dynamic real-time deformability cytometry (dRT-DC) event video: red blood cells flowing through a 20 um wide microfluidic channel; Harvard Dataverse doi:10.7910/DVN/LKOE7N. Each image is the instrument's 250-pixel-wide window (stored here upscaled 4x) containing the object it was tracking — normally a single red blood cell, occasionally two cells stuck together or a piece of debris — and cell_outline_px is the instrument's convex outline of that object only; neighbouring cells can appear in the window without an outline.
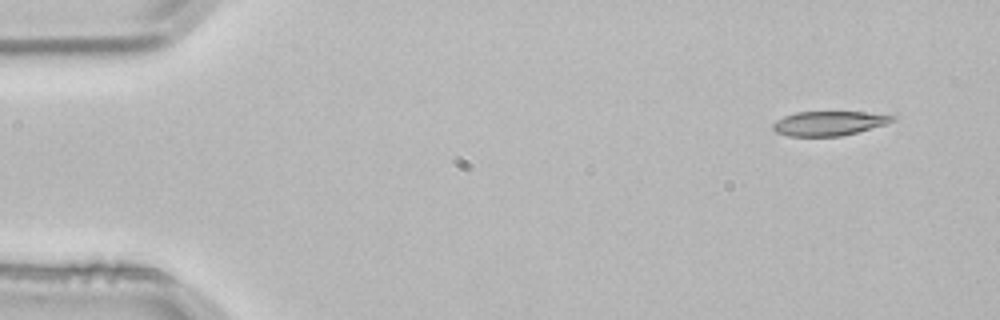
{"species": "common noctule bat (a hibernating species)", "species_latin": "Nyctalus noctula", "temperature_condition": "room temperature", "stored_images_in_passage": 4, "segment_of_instrument_passage": [2, 2], "camera_frame_rate_fps": 3000, "um_per_image_px": 0.085, "animal": {"sex": "male", "body_mass_g": 21.5, "forearm_length_mm": 52.0}, "frame": {"image": 1, "passage_image": 4, "time_ms": 1.0, "image_size_px": [1000, 320], "cell_outline_px": [[896, 120], [888, 124], [840, 136], [788, 136], [776, 132], [772, 128], [772, 124], [776, 120], [784, 116], [796, 112], [864, 112], [896, 116]], "centroid_in_image_um": [70.46, 10.48], "position_along_channel_um": 14.5, "area_um2": 16.99}}